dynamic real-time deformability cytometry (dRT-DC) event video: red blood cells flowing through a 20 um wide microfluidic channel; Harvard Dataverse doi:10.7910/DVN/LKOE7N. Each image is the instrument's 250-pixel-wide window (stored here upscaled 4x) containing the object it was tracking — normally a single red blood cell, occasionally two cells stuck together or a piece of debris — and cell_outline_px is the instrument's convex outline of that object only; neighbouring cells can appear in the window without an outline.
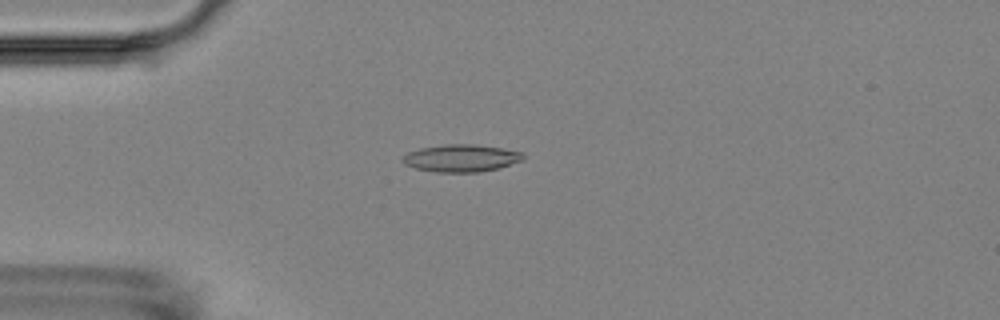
{"species": "Egyptian fruit bat (a non-hibernating species)", "species_latin": "Rousettus aegyptiacus", "temperature_condition": "room temperature", "stored_images_in_passage": 6, "camera_frame_rate_fps": 3000, "um_per_image_px": 0.085, "animal": {"sex": "female"}, "frame": {"image": 1, "passage_image": 3, "time_ms": 2.0, "image_size_px": [1000, 320], "cell_outline_px": [[524, 160], [500, 168], [480, 172], [436, 172], [416, 168], [404, 164], [400, 160], [408, 152], [420, 148], [444, 144], [476, 144], [500, 148], [520, 152], [524, 156]], "centroid_in_image_um": [39.19, 13.44], "position_along_channel_um": 45.8, "area_um2": 19.25}}
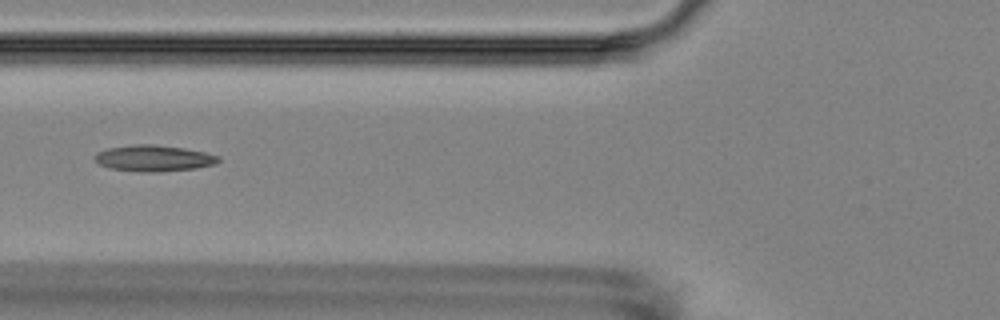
{"frame": {"image": 2, "passage_image": 5, "time_ms": 4.333, "image_size_px": [1000, 320], "cell_outline_px": [[220, 160], [216, 164], [196, 168], [160, 172], [140, 172], [108, 168], [100, 164], [96, 160], [96, 156], [100, 152], [108, 148], [136, 144], [152, 144], [184, 148], [204, 152], [220, 156]], "centroid_in_image_um": [13.12, 13.46], "position_along_channel_um": 112.7, "area_um2": 18.79}}